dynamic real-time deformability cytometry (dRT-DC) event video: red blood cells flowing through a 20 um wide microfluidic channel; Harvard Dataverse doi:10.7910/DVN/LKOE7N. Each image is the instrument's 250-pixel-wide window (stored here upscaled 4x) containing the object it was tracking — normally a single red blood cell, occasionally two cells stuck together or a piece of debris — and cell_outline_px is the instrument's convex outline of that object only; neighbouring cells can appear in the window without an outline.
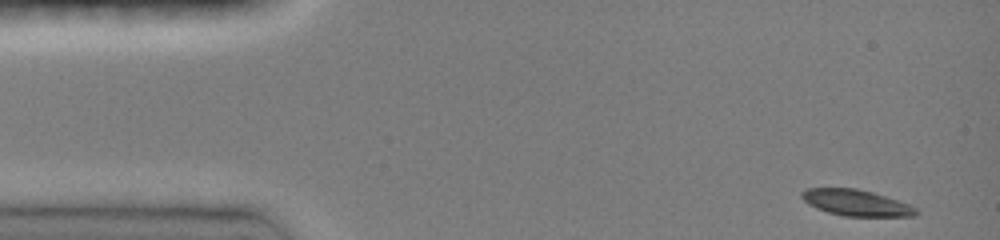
{"species": "common noctule bat (a hibernating species)", "species_latin": "Nyctalus noctula", "temperature_condition": "room temperature", "stored_images_in_passage": 43, "camera_frame_rate_fps": 3000, "um_per_image_px": 0.085, "animal": {"sex": "female", "body_mass_g": 19.0, "forearm_length_mm": 51.5}, "frame": {"image": 1, "passage_image": 1, "time_ms": 0.0, "image_size_px": [1000, 240], "cell_outline_px": [[920, 212], [916, 216], [844, 216], [828, 212], [816, 208], [808, 204], [800, 196], [800, 192], [808, 188], [856, 188], [872, 192], [908, 204], [916, 208]], "centroid_in_image_um": [72.75, 17.24], "position_along_channel_um": 12.2, "area_um2": 17.34}}
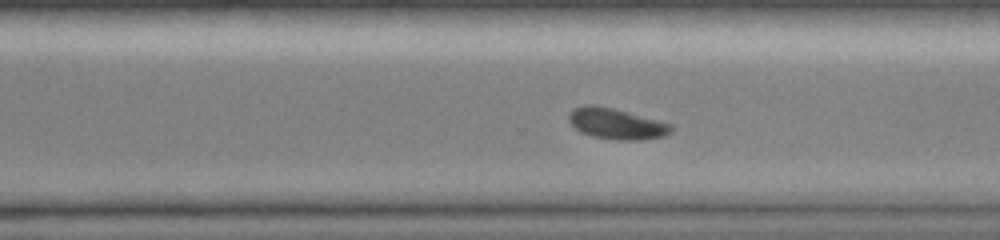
{"frame": {"image": 2, "passage_image": 31, "time_ms": 10.0, "image_size_px": [1000, 240], "cell_outline_px": [[672, 132], [664, 136], [640, 140], [616, 140], [592, 136], [580, 132], [568, 120], [568, 112], [572, 108], [584, 104], [596, 104], [612, 108], [672, 124]], "centroid_in_image_um": [52.35, 10.51], "position_along_channel_um": 318.3, "area_um2": 18.5}}
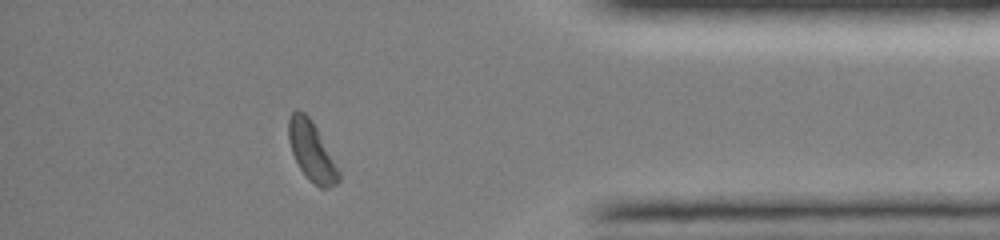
{"frame": {"image": 3, "passage_image": 39, "time_ms": 12.667, "image_size_px": [1000, 240], "cell_outline_px": [[340, 180], [336, 184], [328, 188], [320, 188], [300, 168], [292, 152], [288, 140], [288, 120], [292, 112], [296, 108], [304, 112], [312, 120], [340, 172]], "centroid_in_image_um": [26.47, 12.81], "position_along_channel_um": 408.7, "area_um2": 16.94}, "authors_computed_cell_mechanics": {"area_um2": 18.3804, "velocity_mm_per_s": 4.0629, "shape_relaxation_time_tau1_ms": 2.3171, "shape_relaxation_time_tau2_ms": null, "deformation_change_tau1": 0.1224, "deformation_change_tau2": null}}